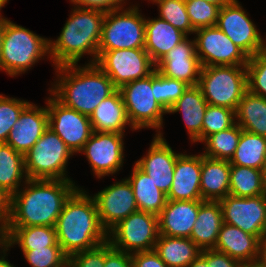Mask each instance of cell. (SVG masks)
Segmentation results:
<instances>
[{"label": "cell", "mask_w": 266, "mask_h": 267, "mask_svg": "<svg viewBox=\"0 0 266 267\" xmlns=\"http://www.w3.org/2000/svg\"><path fill=\"white\" fill-rule=\"evenodd\" d=\"M78 187L74 180L28 179L11 196L8 227H55L65 201Z\"/></svg>", "instance_id": "1"}, {"label": "cell", "mask_w": 266, "mask_h": 267, "mask_svg": "<svg viewBox=\"0 0 266 267\" xmlns=\"http://www.w3.org/2000/svg\"><path fill=\"white\" fill-rule=\"evenodd\" d=\"M54 82L48 91L64 106L91 116L102 100L117 88L95 64H71L54 68Z\"/></svg>", "instance_id": "2"}, {"label": "cell", "mask_w": 266, "mask_h": 267, "mask_svg": "<svg viewBox=\"0 0 266 267\" xmlns=\"http://www.w3.org/2000/svg\"><path fill=\"white\" fill-rule=\"evenodd\" d=\"M55 230L57 242L68 257L107 241L95 201L81 186L65 201Z\"/></svg>", "instance_id": "3"}, {"label": "cell", "mask_w": 266, "mask_h": 267, "mask_svg": "<svg viewBox=\"0 0 266 267\" xmlns=\"http://www.w3.org/2000/svg\"><path fill=\"white\" fill-rule=\"evenodd\" d=\"M56 39L49 38V53L53 67L78 64L88 55V64L96 63L105 12L73 6Z\"/></svg>", "instance_id": "4"}, {"label": "cell", "mask_w": 266, "mask_h": 267, "mask_svg": "<svg viewBox=\"0 0 266 267\" xmlns=\"http://www.w3.org/2000/svg\"><path fill=\"white\" fill-rule=\"evenodd\" d=\"M47 56V57H46ZM50 59L49 38H44L8 19L0 51V71L10 77L27 73L42 59Z\"/></svg>", "instance_id": "5"}, {"label": "cell", "mask_w": 266, "mask_h": 267, "mask_svg": "<svg viewBox=\"0 0 266 267\" xmlns=\"http://www.w3.org/2000/svg\"><path fill=\"white\" fill-rule=\"evenodd\" d=\"M74 154L61 138L47 128L24 155L28 179L73 180L68 175V161Z\"/></svg>", "instance_id": "6"}, {"label": "cell", "mask_w": 266, "mask_h": 267, "mask_svg": "<svg viewBox=\"0 0 266 267\" xmlns=\"http://www.w3.org/2000/svg\"><path fill=\"white\" fill-rule=\"evenodd\" d=\"M128 5L105 13L98 51L145 47V15L139 4Z\"/></svg>", "instance_id": "7"}, {"label": "cell", "mask_w": 266, "mask_h": 267, "mask_svg": "<svg viewBox=\"0 0 266 267\" xmlns=\"http://www.w3.org/2000/svg\"><path fill=\"white\" fill-rule=\"evenodd\" d=\"M198 86L209 105L236 110L247 91L246 66H203Z\"/></svg>", "instance_id": "8"}, {"label": "cell", "mask_w": 266, "mask_h": 267, "mask_svg": "<svg viewBox=\"0 0 266 267\" xmlns=\"http://www.w3.org/2000/svg\"><path fill=\"white\" fill-rule=\"evenodd\" d=\"M131 126L137 131L153 129L156 135L164 134L163 115L167 111L157 103L152 74L123 85L120 89Z\"/></svg>", "instance_id": "9"}, {"label": "cell", "mask_w": 266, "mask_h": 267, "mask_svg": "<svg viewBox=\"0 0 266 267\" xmlns=\"http://www.w3.org/2000/svg\"><path fill=\"white\" fill-rule=\"evenodd\" d=\"M158 237V216L141 210L130 214L107 233L111 246L128 254L154 250Z\"/></svg>", "instance_id": "10"}, {"label": "cell", "mask_w": 266, "mask_h": 267, "mask_svg": "<svg viewBox=\"0 0 266 267\" xmlns=\"http://www.w3.org/2000/svg\"><path fill=\"white\" fill-rule=\"evenodd\" d=\"M95 64L111 79L117 89L148 77L156 70V64L144 48L98 51Z\"/></svg>", "instance_id": "11"}, {"label": "cell", "mask_w": 266, "mask_h": 267, "mask_svg": "<svg viewBox=\"0 0 266 267\" xmlns=\"http://www.w3.org/2000/svg\"><path fill=\"white\" fill-rule=\"evenodd\" d=\"M238 0L220 8L216 26L248 57L266 51L264 38Z\"/></svg>", "instance_id": "12"}, {"label": "cell", "mask_w": 266, "mask_h": 267, "mask_svg": "<svg viewBox=\"0 0 266 267\" xmlns=\"http://www.w3.org/2000/svg\"><path fill=\"white\" fill-rule=\"evenodd\" d=\"M46 98L48 128L55 132L75 155L93 133L90 117L60 103L50 92Z\"/></svg>", "instance_id": "13"}, {"label": "cell", "mask_w": 266, "mask_h": 267, "mask_svg": "<svg viewBox=\"0 0 266 267\" xmlns=\"http://www.w3.org/2000/svg\"><path fill=\"white\" fill-rule=\"evenodd\" d=\"M126 134L117 132H95L79 152L86 156L91 172L97 179L113 176L118 173L124 164Z\"/></svg>", "instance_id": "14"}, {"label": "cell", "mask_w": 266, "mask_h": 267, "mask_svg": "<svg viewBox=\"0 0 266 267\" xmlns=\"http://www.w3.org/2000/svg\"><path fill=\"white\" fill-rule=\"evenodd\" d=\"M196 54L203 66H246L249 57L217 26L194 31Z\"/></svg>", "instance_id": "15"}, {"label": "cell", "mask_w": 266, "mask_h": 267, "mask_svg": "<svg viewBox=\"0 0 266 267\" xmlns=\"http://www.w3.org/2000/svg\"><path fill=\"white\" fill-rule=\"evenodd\" d=\"M223 222L259 239L266 235V196L236 197L228 194L219 201Z\"/></svg>", "instance_id": "16"}, {"label": "cell", "mask_w": 266, "mask_h": 267, "mask_svg": "<svg viewBox=\"0 0 266 267\" xmlns=\"http://www.w3.org/2000/svg\"><path fill=\"white\" fill-rule=\"evenodd\" d=\"M90 194L96 204L99 221L108 233L120 221L138 210L132 185L124 179Z\"/></svg>", "instance_id": "17"}, {"label": "cell", "mask_w": 266, "mask_h": 267, "mask_svg": "<svg viewBox=\"0 0 266 267\" xmlns=\"http://www.w3.org/2000/svg\"><path fill=\"white\" fill-rule=\"evenodd\" d=\"M180 154L172 149L163 134H155L146 155L134 163L167 195L172 186L175 163Z\"/></svg>", "instance_id": "18"}, {"label": "cell", "mask_w": 266, "mask_h": 267, "mask_svg": "<svg viewBox=\"0 0 266 267\" xmlns=\"http://www.w3.org/2000/svg\"><path fill=\"white\" fill-rule=\"evenodd\" d=\"M202 65L196 54L195 40L189 36L156 63V71L168 78L198 85Z\"/></svg>", "instance_id": "19"}, {"label": "cell", "mask_w": 266, "mask_h": 267, "mask_svg": "<svg viewBox=\"0 0 266 267\" xmlns=\"http://www.w3.org/2000/svg\"><path fill=\"white\" fill-rule=\"evenodd\" d=\"M48 128L47 107L30 102L12 127L6 144L25 155Z\"/></svg>", "instance_id": "20"}, {"label": "cell", "mask_w": 266, "mask_h": 267, "mask_svg": "<svg viewBox=\"0 0 266 267\" xmlns=\"http://www.w3.org/2000/svg\"><path fill=\"white\" fill-rule=\"evenodd\" d=\"M203 200H167L158 215L159 235L190 238Z\"/></svg>", "instance_id": "21"}, {"label": "cell", "mask_w": 266, "mask_h": 267, "mask_svg": "<svg viewBox=\"0 0 266 267\" xmlns=\"http://www.w3.org/2000/svg\"><path fill=\"white\" fill-rule=\"evenodd\" d=\"M201 153H181L176 160L167 200H203L200 192Z\"/></svg>", "instance_id": "22"}, {"label": "cell", "mask_w": 266, "mask_h": 267, "mask_svg": "<svg viewBox=\"0 0 266 267\" xmlns=\"http://www.w3.org/2000/svg\"><path fill=\"white\" fill-rule=\"evenodd\" d=\"M207 106L200 87L195 85L189 86L167 112L181 113L191 144L203 142V119Z\"/></svg>", "instance_id": "23"}, {"label": "cell", "mask_w": 266, "mask_h": 267, "mask_svg": "<svg viewBox=\"0 0 266 267\" xmlns=\"http://www.w3.org/2000/svg\"><path fill=\"white\" fill-rule=\"evenodd\" d=\"M259 243L260 239L255 235L223 222L214 249L226 253L241 264H249L256 263Z\"/></svg>", "instance_id": "24"}, {"label": "cell", "mask_w": 266, "mask_h": 267, "mask_svg": "<svg viewBox=\"0 0 266 267\" xmlns=\"http://www.w3.org/2000/svg\"><path fill=\"white\" fill-rule=\"evenodd\" d=\"M187 37L186 34L158 16L145 18L144 49L155 64Z\"/></svg>", "instance_id": "25"}, {"label": "cell", "mask_w": 266, "mask_h": 267, "mask_svg": "<svg viewBox=\"0 0 266 267\" xmlns=\"http://www.w3.org/2000/svg\"><path fill=\"white\" fill-rule=\"evenodd\" d=\"M230 162L201 153L200 192L203 201H220L229 194Z\"/></svg>", "instance_id": "26"}, {"label": "cell", "mask_w": 266, "mask_h": 267, "mask_svg": "<svg viewBox=\"0 0 266 267\" xmlns=\"http://www.w3.org/2000/svg\"><path fill=\"white\" fill-rule=\"evenodd\" d=\"M90 121L95 132L125 134L128 127H130L131 131H136L130 124L119 89L101 101L90 116Z\"/></svg>", "instance_id": "27"}, {"label": "cell", "mask_w": 266, "mask_h": 267, "mask_svg": "<svg viewBox=\"0 0 266 267\" xmlns=\"http://www.w3.org/2000/svg\"><path fill=\"white\" fill-rule=\"evenodd\" d=\"M223 224V211L219 201H203L190 239L201 249H214Z\"/></svg>", "instance_id": "28"}, {"label": "cell", "mask_w": 266, "mask_h": 267, "mask_svg": "<svg viewBox=\"0 0 266 267\" xmlns=\"http://www.w3.org/2000/svg\"><path fill=\"white\" fill-rule=\"evenodd\" d=\"M3 243L10 249L18 245L20 250L60 246L57 242L55 227L51 226L7 227L3 233Z\"/></svg>", "instance_id": "29"}, {"label": "cell", "mask_w": 266, "mask_h": 267, "mask_svg": "<svg viewBox=\"0 0 266 267\" xmlns=\"http://www.w3.org/2000/svg\"><path fill=\"white\" fill-rule=\"evenodd\" d=\"M126 178L132 185L138 210L158 216L165 207L167 201L166 194L157 188L152 182L151 177L135 163L131 174Z\"/></svg>", "instance_id": "30"}, {"label": "cell", "mask_w": 266, "mask_h": 267, "mask_svg": "<svg viewBox=\"0 0 266 267\" xmlns=\"http://www.w3.org/2000/svg\"><path fill=\"white\" fill-rule=\"evenodd\" d=\"M154 251L168 267H188L202 250L190 238L159 235Z\"/></svg>", "instance_id": "31"}, {"label": "cell", "mask_w": 266, "mask_h": 267, "mask_svg": "<svg viewBox=\"0 0 266 267\" xmlns=\"http://www.w3.org/2000/svg\"><path fill=\"white\" fill-rule=\"evenodd\" d=\"M235 121L242 130L266 137V98L247 90L235 110Z\"/></svg>", "instance_id": "32"}, {"label": "cell", "mask_w": 266, "mask_h": 267, "mask_svg": "<svg viewBox=\"0 0 266 267\" xmlns=\"http://www.w3.org/2000/svg\"><path fill=\"white\" fill-rule=\"evenodd\" d=\"M27 180L24 155L6 143H0V188L12 196Z\"/></svg>", "instance_id": "33"}, {"label": "cell", "mask_w": 266, "mask_h": 267, "mask_svg": "<svg viewBox=\"0 0 266 267\" xmlns=\"http://www.w3.org/2000/svg\"><path fill=\"white\" fill-rule=\"evenodd\" d=\"M229 162L232 165L263 170L266 167V137L243 130Z\"/></svg>", "instance_id": "34"}, {"label": "cell", "mask_w": 266, "mask_h": 267, "mask_svg": "<svg viewBox=\"0 0 266 267\" xmlns=\"http://www.w3.org/2000/svg\"><path fill=\"white\" fill-rule=\"evenodd\" d=\"M229 194L236 197L263 195L262 170L230 164Z\"/></svg>", "instance_id": "35"}, {"label": "cell", "mask_w": 266, "mask_h": 267, "mask_svg": "<svg viewBox=\"0 0 266 267\" xmlns=\"http://www.w3.org/2000/svg\"><path fill=\"white\" fill-rule=\"evenodd\" d=\"M242 131L241 127L235 123L226 130L209 135L202 142L204 145L202 155L230 161L238 146Z\"/></svg>", "instance_id": "36"}, {"label": "cell", "mask_w": 266, "mask_h": 267, "mask_svg": "<svg viewBox=\"0 0 266 267\" xmlns=\"http://www.w3.org/2000/svg\"><path fill=\"white\" fill-rule=\"evenodd\" d=\"M147 2L157 5L159 18L169 22L187 36L194 34L195 29L187 14L185 0H148Z\"/></svg>", "instance_id": "37"}, {"label": "cell", "mask_w": 266, "mask_h": 267, "mask_svg": "<svg viewBox=\"0 0 266 267\" xmlns=\"http://www.w3.org/2000/svg\"><path fill=\"white\" fill-rule=\"evenodd\" d=\"M188 87L185 82L163 76L156 70L152 73V88H155L156 101L167 112Z\"/></svg>", "instance_id": "38"}, {"label": "cell", "mask_w": 266, "mask_h": 267, "mask_svg": "<svg viewBox=\"0 0 266 267\" xmlns=\"http://www.w3.org/2000/svg\"><path fill=\"white\" fill-rule=\"evenodd\" d=\"M29 103L28 100L0 94V143H6L12 127Z\"/></svg>", "instance_id": "39"}, {"label": "cell", "mask_w": 266, "mask_h": 267, "mask_svg": "<svg viewBox=\"0 0 266 267\" xmlns=\"http://www.w3.org/2000/svg\"><path fill=\"white\" fill-rule=\"evenodd\" d=\"M21 251L31 267H68V256L63 252L61 246Z\"/></svg>", "instance_id": "40"}, {"label": "cell", "mask_w": 266, "mask_h": 267, "mask_svg": "<svg viewBox=\"0 0 266 267\" xmlns=\"http://www.w3.org/2000/svg\"><path fill=\"white\" fill-rule=\"evenodd\" d=\"M187 14L196 30L216 26L220 7L204 0H185Z\"/></svg>", "instance_id": "41"}, {"label": "cell", "mask_w": 266, "mask_h": 267, "mask_svg": "<svg viewBox=\"0 0 266 267\" xmlns=\"http://www.w3.org/2000/svg\"><path fill=\"white\" fill-rule=\"evenodd\" d=\"M235 123V110L208 104L203 119V141L209 135L226 130Z\"/></svg>", "instance_id": "42"}, {"label": "cell", "mask_w": 266, "mask_h": 267, "mask_svg": "<svg viewBox=\"0 0 266 267\" xmlns=\"http://www.w3.org/2000/svg\"><path fill=\"white\" fill-rule=\"evenodd\" d=\"M246 72L247 90L266 98V51L249 57Z\"/></svg>", "instance_id": "43"}, {"label": "cell", "mask_w": 266, "mask_h": 267, "mask_svg": "<svg viewBox=\"0 0 266 267\" xmlns=\"http://www.w3.org/2000/svg\"><path fill=\"white\" fill-rule=\"evenodd\" d=\"M105 243L68 257V267H104Z\"/></svg>", "instance_id": "44"}, {"label": "cell", "mask_w": 266, "mask_h": 267, "mask_svg": "<svg viewBox=\"0 0 266 267\" xmlns=\"http://www.w3.org/2000/svg\"><path fill=\"white\" fill-rule=\"evenodd\" d=\"M128 0H69V2L78 8L97 9L103 12H109L126 6Z\"/></svg>", "instance_id": "45"}, {"label": "cell", "mask_w": 266, "mask_h": 267, "mask_svg": "<svg viewBox=\"0 0 266 267\" xmlns=\"http://www.w3.org/2000/svg\"><path fill=\"white\" fill-rule=\"evenodd\" d=\"M104 267H133L132 256L131 254L115 249L106 241Z\"/></svg>", "instance_id": "46"}, {"label": "cell", "mask_w": 266, "mask_h": 267, "mask_svg": "<svg viewBox=\"0 0 266 267\" xmlns=\"http://www.w3.org/2000/svg\"><path fill=\"white\" fill-rule=\"evenodd\" d=\"M201 255L207 260L208 264H212V267H242L238 260L215 249L202 250Z\"/></svg>", "instance_id": "47"}, {"label": "cell", "mask_w": 266, "mask_h": 267, "mask_svg": "<svg viewBox=\"0 0 266 267\" xmlns=\"http://www.w3.org/2000/svg\"><path fill=\"white\" fill-rule=\"evenodd\" d=\"M133 267H168L154 251H143L131 254Z\"/></svg>", "instance_id": "48"}, {"label": "cell", "mask_w": 266, "mask_h": 267, "mask_svg": "<svg viewBox=\"0 0 266 267\" xmlns=\"http://www.w3.org/2000/svg\"><path fill=\"white\" fill-rule=\"evenodd\" d=\"M11 215V195L0 188V232L4 233Z\"/></svg>", "instance_id": "49"}, {"label": "cell", "mask_w": 266, "mask_h": 267, "mask_svg": "<svg viewBox=\"0 0 266 267\" xmlns=\"http://www.w3.org/2000/svg\"><path fill=\"white\" fill-rule=\"evenodd\" d=\"M256 264L260 267H266V235L260 239Z\"/></svg>", "instance_id": "50"}, {"label": "cell", "mask_w": 266, "mask_h": 267, "mask_svg": "<svg viewBox=\"0 0 266 267\" xmlns=\"http://www.w3.org/2000/svg\"><path fill=\"white\" fill-rule=\"evenodd\" d=\"M10 250V248L2 243L0 245V267H16L13 263H11L6 257L9 253H7Z\"/></svg>", "instance_id": "51"}, {"label": "cell", "mask_w": 266, "mask_h": 267, "mask_svg": "<svg viewBox=\"0 0 266 267\" xmlns=\"http://www.w3.org/2000/svg\"><path fill=\"white\" fill-rule=\"evenodd\" d=\"M188 267H212V264H208L207 260L200 254Z\"/></svg>", "instance_id": "52"}, {"label": "cell", "mask_w": 266, "mask_h": 267, "mask_svg": "<svg viewBox=\"0 0 266 267\" xmlns=\"http://www.w3.org/2000/svg\"><path fill=\"white\" fill-rule=\"evenodd\" d=\"M7 21H8V18H6V17L0 18V51H1V44H2V37H3V33H4V27H5Z\"/></svg>", "instance_id": "53"}, {"label": "cell", "mask_w": 266, "mask_h": 267, "mask_svg": "<svg viewBox=\"0 0 266 267\" xmlns=\"http://www.w3.org/2000/svg\"><path fill=\"white\" fill-rule=\"evenodd\" d=\"M204 1L215 4L221 8L224 5L229 4L232 0H204Z\"/></svg>", "instance_id": "54"}, {"label": "cell", "mask_w": 266, "mask_h": 267, "mask_svg": "<svg viewBox=\"0 0 266 267\" xmlns=\"http://www.w3.org/2000/svg\"><path fill=\"white\" fill-rule=\"evenodd\" d=\"M262 180H263V191L264 195L266 196V167L262 170Z\"/></svg>", "instance_id": "55"}, {"label": "cell", "mask_w": 266, "mask_h": 267, "mask_svg": "<svg viewBox=\"0 0 266 267\" xmlns=\"http://www.w3.org/2000/svg\"><path fill=\"white\" fill-rule=\"evenodd\" d=\"M8 1L9 0H0V18L5 17L1 14V9L8 3Z\"/></svg>", "instance_id": "56"}, {"label": "cell", "mask_w": 266, "mask_h": 267, "mask_svg": "<svg viewBox=\"0 0 266 267\" xmlns=\"http://www.w3.org/2000/svg\"><path fill=\"white\" fill-rule=\"evenodd\" d=\"M242 267H260V266L256 263H249V264H242Z\"/></svg>", "instance_id": "57"}, {"label": "cell", "mask_w": 266, "mask_h": 267, "mask_svg": "<svg viewBox=\"0 0 266 267\" xmlns=\"http://www.w3.org/2000/svg\"><path fill=\"white\" fill-rule=\"evenodd\" d=\"M3 243V233L0 232V245Z\"/></svg>", "instance_id": "58"}]
</instances>
